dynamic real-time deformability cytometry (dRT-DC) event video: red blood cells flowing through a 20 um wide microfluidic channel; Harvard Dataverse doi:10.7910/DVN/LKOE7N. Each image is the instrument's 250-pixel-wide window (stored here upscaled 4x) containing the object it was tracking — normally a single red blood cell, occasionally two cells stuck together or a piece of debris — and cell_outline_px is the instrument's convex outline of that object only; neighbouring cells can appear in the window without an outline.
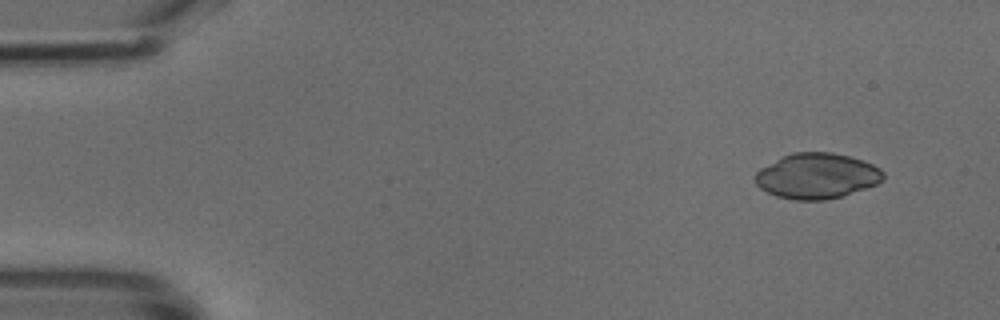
{"species": "common noctule bat (a hibernating species)", "species_latin": "Nyctalus noctula", "temperature_condition": "cold", "stored_images_in_passage": 8, "camera_frame_rate_fps": 3000, "um_per_image_px": 0.085, "animal": {"sex": "male", "body_mass_g": 18.8}, "frame": {"image": 1, "passage_image": 1, "time_ms": 0.0, "image_size_px": [1000, 320], "cell_outline_px": [[884, 180], [876, 184], [840, 196], [824, 200], [796, 200], [776, 196], [760, 188], [756, 184], [756, 172], [760, 168], [792, 152], [832, 152], [848, 156], [872, 164], [880, 168], [884, 172]], "centroid_in_image_um": [69.43, 14.95], "position_along_channel_um": 15.6, "area_um2": 33.58}}